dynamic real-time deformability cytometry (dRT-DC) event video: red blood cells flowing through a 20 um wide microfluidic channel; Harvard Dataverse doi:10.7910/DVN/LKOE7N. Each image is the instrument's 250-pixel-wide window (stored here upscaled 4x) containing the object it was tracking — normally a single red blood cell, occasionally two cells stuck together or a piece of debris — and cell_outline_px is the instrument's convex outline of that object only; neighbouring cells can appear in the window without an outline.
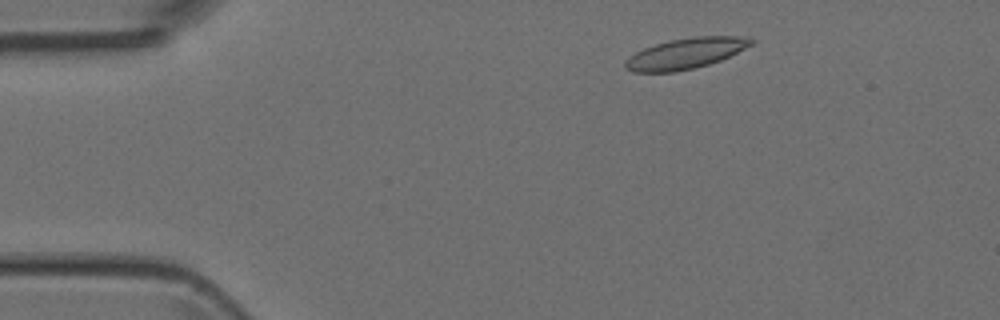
{"species": "Egyptian fruit bat (a non-hibernating species)", "species_latin": "Rousettus aegyptiacus", "temperature_condition": "room temperature", "stored_images_in_passage": 3, "camera_frame_rate_fps": 3000, "um_per_image_px": 0.085, "animal": {"sex": "female"}, "frame": {"image": 1, "passage_image": 1, "time_ms": 0.0, "image_size_px": [1000, 320], "cell_outline_px": [[756, 40], [752, 44], [720, 60], [708, 64], [676, 72], [632, 72], [624, 68], [624, 60], [628, 56], [644, 48], [656, 44], [672, 40], [692, 36], [740, 36]], "centroid_in_image_um": [58.22, 4.55], "position_along_channel_um": 26.8, "area_um2": 22.37}}
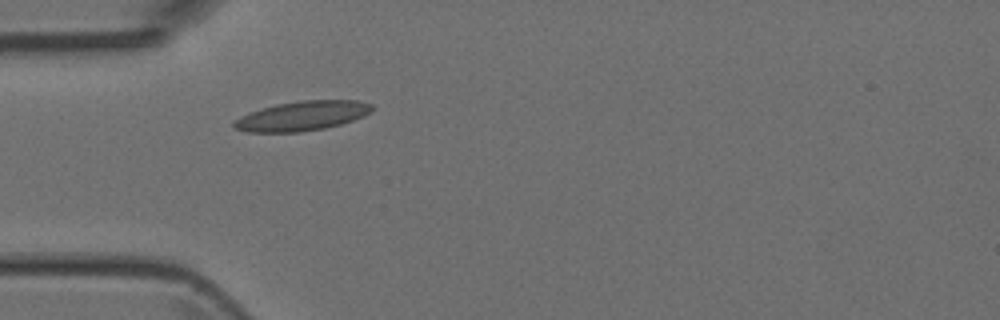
{"frame": {"image": 2, "passage_image": 3, "time_ms": 2.333, "image_size_px": [1000, 320], "cell_outline_px": [[372, 112], [364, 116], [340, 124], [324, 128], [300, 132], [248, 132], [232, 128], [232, 120], [240, 116], [260, 108], [276, 104], [300, 100], [360, 100], [372, 104]], "centroid_in_image_um": [25.65, 9.84], "position_along_channel_um": 59.4, "area_um2": 23.99}}